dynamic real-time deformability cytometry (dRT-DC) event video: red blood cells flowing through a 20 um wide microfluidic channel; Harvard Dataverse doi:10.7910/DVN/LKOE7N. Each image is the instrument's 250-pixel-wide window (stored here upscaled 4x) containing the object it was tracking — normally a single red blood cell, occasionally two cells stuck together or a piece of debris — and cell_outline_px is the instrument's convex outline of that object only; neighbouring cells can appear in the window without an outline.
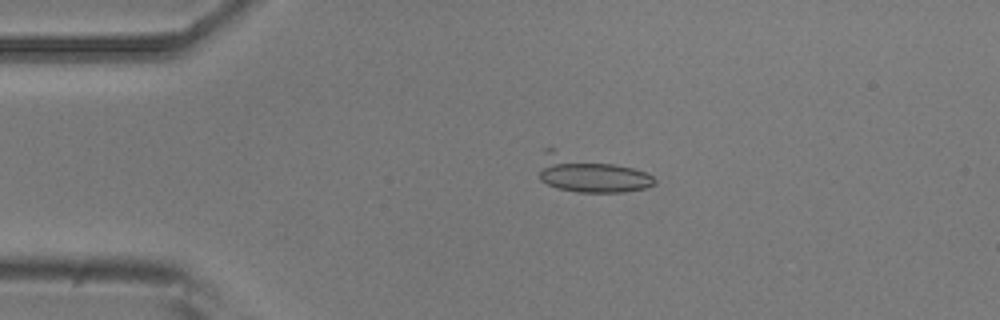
{"species": "common noctule bat (a hibernating species)", "species_latin": "Nyctalus noctula", "temperature_condition": "room temperature", "stored_images_in_passage": 4, "camera_frame_rate_fps": 3000, "um_per_image_px": 0.085, "animal": {"sex": "male", "body_mass_g": 20.5, "forearm_length_mm": 52.5}, "frame": {"image": 1, "passage_image": 3, "time_ms": 3.333, "image_size_px": [1000, 320], "cell_outline_px": [[656, 184], [644, 188], [624, 192], [576, 192], [556, 188], [540, 180], [540, 172], [544, 148], [556, 148], [632, 168], [644, 172], [652, 176], [656, 180]], "centroid_in_image_um": [50.11, 14.76], "position_along_channel_um": 34.9, "area_um2": 24.74}}